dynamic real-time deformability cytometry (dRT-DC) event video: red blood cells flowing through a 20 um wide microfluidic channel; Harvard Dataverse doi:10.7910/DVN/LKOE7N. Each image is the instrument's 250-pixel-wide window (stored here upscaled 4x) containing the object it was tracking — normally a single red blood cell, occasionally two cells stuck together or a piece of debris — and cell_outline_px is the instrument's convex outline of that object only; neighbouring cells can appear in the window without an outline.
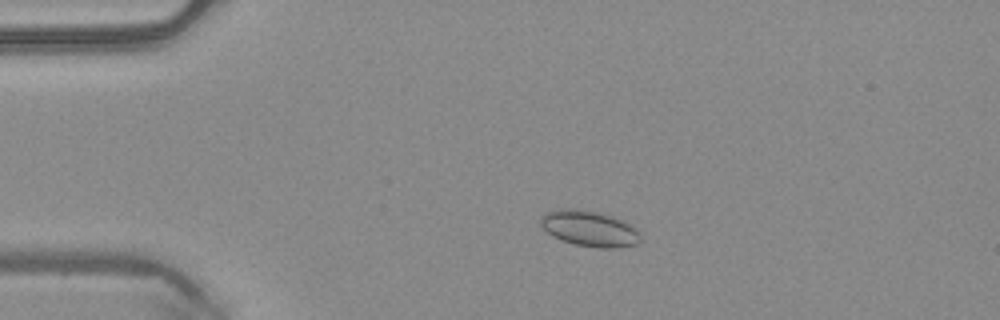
{"species": "common noctule bat (a hibernating species)", "species_latin": "Nyctalus noctula", "temperature_condition": "warm", "stored_images_in_passage": 50, "camera_frame_rate_fps": 3000, "um_per_image_px": 0.085, "animal": {"sex": "male", "body_mass_g": 20.4}, "frame": {"image": 1, "passage_image": 11, "time_ms": 3.333, "image_size_px": [1000, 320], "cell_outline_px": [[640, 240], [636, 244], [616, 248], [600, 248], [576, 244], [560, 240], [552, 236], [540, 224], [540, 216], [544, 212], [560, 208], [572, 208], [600, 212], [624, 220], [636, 228], [640, 232]], "centroid_in_image_um": [50.09, 19.41], "position_along_channel_um": 34.9, "area_um2": 21.04}}
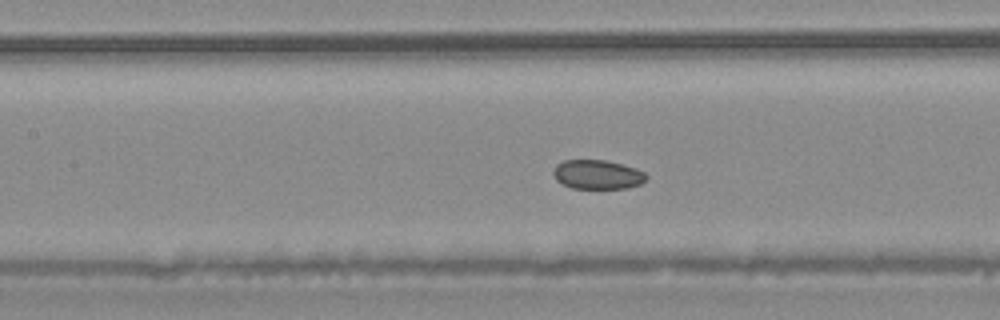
{"frame": {"image": 2, "passage_image": 23, "time_ms": 7.333, "image_size_px": [1000, 320], "cell_outline_px": [[648, 176], [640, 184], [628, 188], [572, 188], [556, 180], [552, 172], [556, 164], [564, 160], [604, 160], [636, 168], [644, 172]], "centroid_in_image_um": [50.77, 14.83], "position_along_channel_um": 156.6, "area_um2": 15.72}}
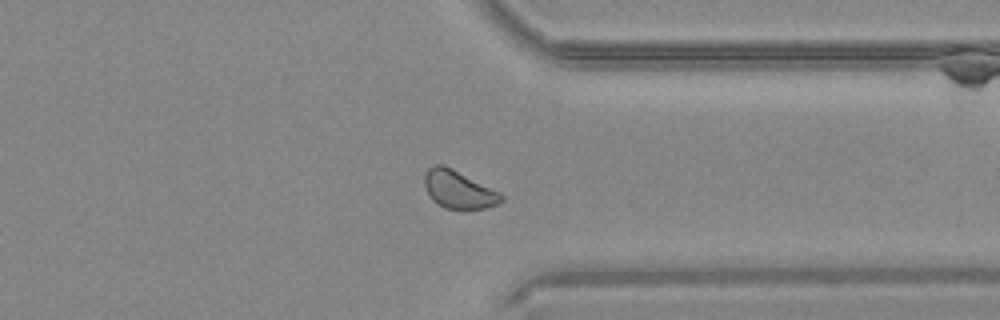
{"frame": {"image": 3, "passage_image": 39, "time_ms": 12.667, "image_size_px": [1000, 320], "cell_outline_px": [[504, 200], [496, 204], [484, 208], [464, 212], [444, 208], [432, 200], [424, 184], [424, 176], [428, 168], [432, 164], [444, 164], [500, 192], [504, 196]], "centroid_in_image_um": [38.98, 16.14], "position_along_channel_um": 372.4, "area_um2": 17.4}, "authors_computed_cell_mechanics": {"area_um2": 17.5712, "velocity_mm_per_s": 4.0662, "shape_relaxation_time_tau1_ms": null, "shape_relaxation_time_tau2_ms": 3.0153, "deformation_change_tau1": null, "deformation_change_tau2": 0.0637}}